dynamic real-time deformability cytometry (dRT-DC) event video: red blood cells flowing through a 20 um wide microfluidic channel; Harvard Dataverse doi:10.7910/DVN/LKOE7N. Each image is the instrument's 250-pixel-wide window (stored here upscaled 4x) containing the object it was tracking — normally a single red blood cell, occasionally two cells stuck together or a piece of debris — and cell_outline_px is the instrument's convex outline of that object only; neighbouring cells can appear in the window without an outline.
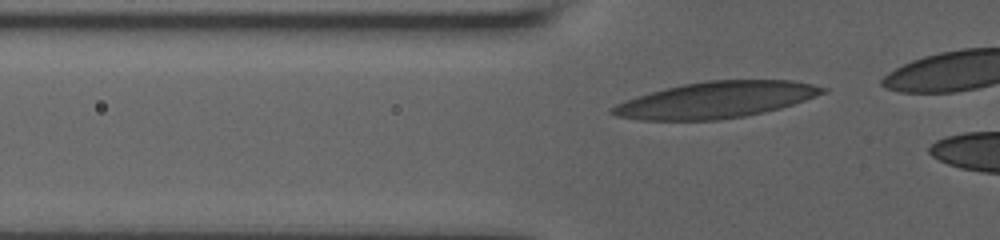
{"species": "human", "species_latin": "Homo sapiens", "temperature_condition": "room temperature", "stored_images_in_passage": 9, "camera_frame_rate_fps": 3000, "um_per_image_px": 0.085, "donor": {"sex": "male"}, "frame": {"image": 1, "passage_image": 6, "time_ms": 1.333, "image_size_px": [1000, 240], "cell_outline_px": [[828, 88], [824, 92], [816, 96], [780, 108], [764, 112], [744, 116], [720, 120], [636, 120], [616, 116], [608, 112], [616, 104], [636, 96], [684, 84], [704, 80], [792, 80], [812, 84]], "centroid_in_image_um": [60.84, 8.49], "position_along_channel_um": 65.0, "area_um2": 44.27}}